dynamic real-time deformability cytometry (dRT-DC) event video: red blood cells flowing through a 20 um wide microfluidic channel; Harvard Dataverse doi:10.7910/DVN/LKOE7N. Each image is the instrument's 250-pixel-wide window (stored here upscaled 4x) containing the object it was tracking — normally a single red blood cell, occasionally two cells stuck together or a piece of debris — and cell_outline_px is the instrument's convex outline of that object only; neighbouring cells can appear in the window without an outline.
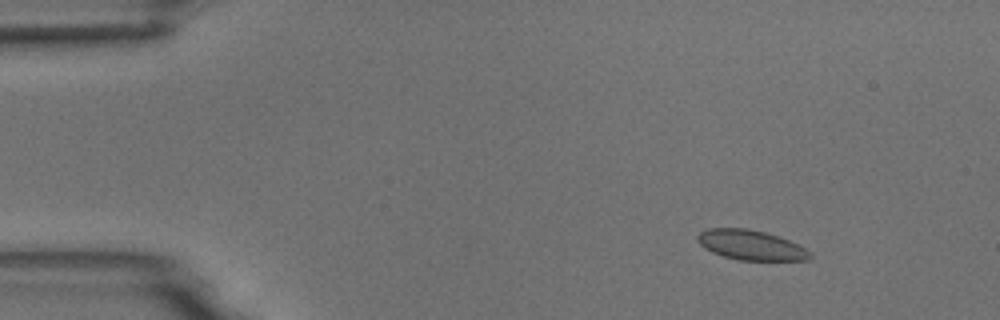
{"species": "common noctule bat (a hibernating species)", "species_latin": "Nyctalus noctula", "temperature_condition": "room temperature", "stored_images_in_passage": 9, "camera_frame_rate_fps": 3000, "um_per_image_px": 0.085, "animal": {"sex": "male", "body_mass_g": 18.8}, "frame": {"image": 1, "passage_image": 2, "time_ms": 1.333, "image_size_px": [1000, 320], "cell_outline_px": [[812, 256], [808, 260], [740, 260], [724, 256], [712, 252], [704, 248], [696, 240], [696, 236], [700, 232], [708, 228], [748, 228], [764, 232], [788, 240], [812, 252]], "centroid_in_image_um": [63.79, 20.83], "position_along_channel_um": 21.2, "area_um2": 19.48}}
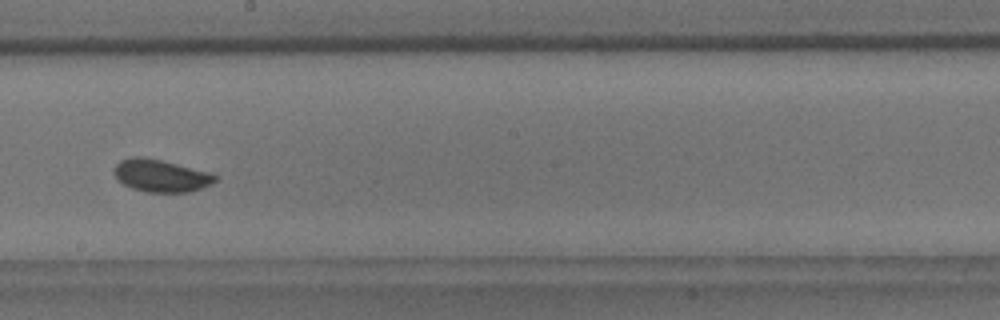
{"frame": {"image": 2, "passage_image": 9, "time_ms": 9.333, "image_size_px": [1000, 320], "cell_outline_px": [[220, 176], [212, 184], [188, 192], [144, 192], [132, 188], [116, 180], [112, 172], [112, 168], [120, 160], [132, 156], [140, 156], [160, 160], [208, 172]], "centroid_in_image_um": [13.61, 14.93], "position_along_channel_um": 234.6, "area_um2": 19.19}}